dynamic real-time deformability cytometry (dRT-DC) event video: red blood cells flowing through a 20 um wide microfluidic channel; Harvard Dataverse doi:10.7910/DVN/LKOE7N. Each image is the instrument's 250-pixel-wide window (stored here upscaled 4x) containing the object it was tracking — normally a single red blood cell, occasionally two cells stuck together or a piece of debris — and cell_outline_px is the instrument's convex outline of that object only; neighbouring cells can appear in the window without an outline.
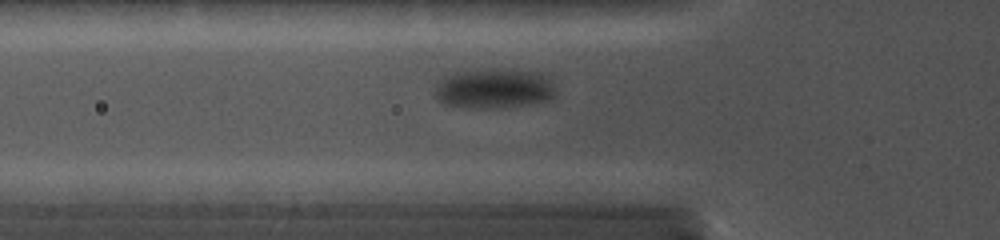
{"species": "common noctule bat (a hibernating species)", "species_latin": "Nyctalus noctula", "temperature_condition": "cold", "stored_images_in_passage": 37, "camera_frame_rate_fps": 5000, "um_per_image_px": 0.085, "animal": {"sex": "female", "body_mass_g": 19.0, "forearm_length_mm": 56.7}, "frame": {"image": 1, "passage_image": 3, "time_ms": 1.0, "image_size_px": [1000, 240], "cell_outline_px": [[556, 92], [552, 96], [544, 100], [520, 104], [452, 104], [440, 100], [436, 96], [436, 92], [440, 80], [444, 76], [452, 72], [492, 68], [508, 68], [540, 72], [552, 76], [556, 88]], "centroid_in_image_um": [42.11, 7.38], "position_along_channel_um": 83.7, "area_um2": 26.76}}
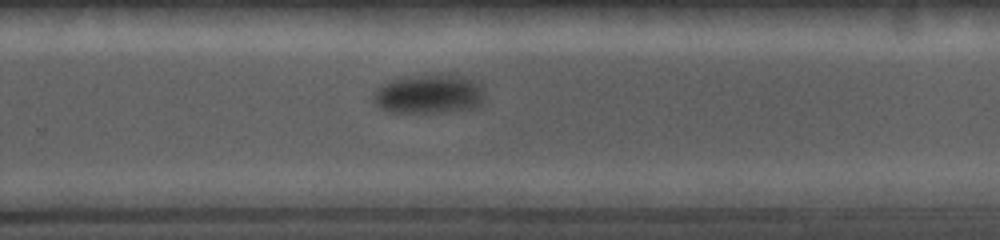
{"frame": {"image": 2, "passage_image": 22, "time_ms": 6.8, "image_size_px": [1000, 240], "cell_outline_px": [[484, 100], [476, 108], [452, 112], [392, 112], [380, 108], [372, 100], [372, 96], [376, 88], [380, 84], [392, 80], [416, 76], [468, 76], [480, 80], [484, 96]], "centroid_in_image_um": [36.51, 8.01], "position_along_channel_um": 293.3, "area_um2": 25.55}}
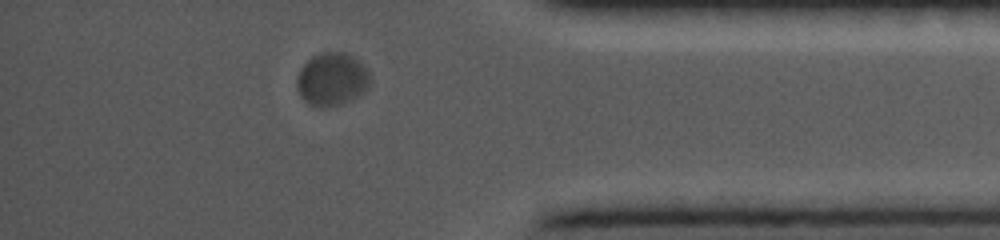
{"frame": {"image": 3, "passage_image": 33, "time_ms": 10.2, "image_size_px": [1000, 240], "cell_outline_px": [[372, 76], [368, 88], [356, 96], [336, 104], [308, 104], [300, 96], [296, 84], [296, 80], [300, 68], [312, 56], [320, 52], [344, 52], [360, 60]], "centroid_in_image_um": [28.22, 6.66], "position_along_channel_um": 407.0, "area_um2": 22.2}}